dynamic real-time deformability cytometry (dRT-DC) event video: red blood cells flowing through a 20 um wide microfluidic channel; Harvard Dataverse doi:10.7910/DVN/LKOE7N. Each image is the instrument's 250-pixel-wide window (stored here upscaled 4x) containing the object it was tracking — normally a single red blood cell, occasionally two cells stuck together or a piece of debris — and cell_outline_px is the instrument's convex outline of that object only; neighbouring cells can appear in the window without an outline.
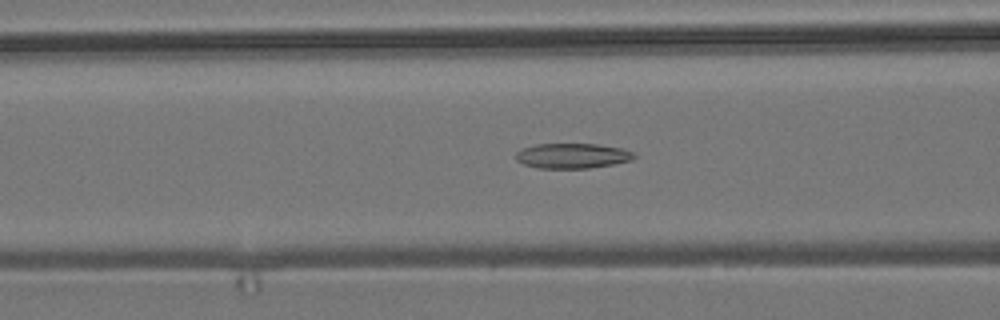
{"species": "common noctule bat (a hibernating species)", "species_latin": "Nyctalus noctula", "temperature_condition": "room temperature", "stored_images_in_passage": 40, "camera_frame_rate_fps": 3000, "um_per_image_px": 0.085, "animal": {"sex": "male", "body_mass_g": 19.2, "forearm_length_mm": 51.8}, "frame": {"image": 1, "passage_image": 13, "time_ms": 4.0, "image_size_px": [1000, 320], "cell_outline_px": [[636, 156], [632, 160], [612, 164], [588, 168], [536, 168], [524, 164], [516, 160], [516, 152], [520, 148], [536, 144], [596, 144], [624, 148], [636, 152]], "centroid_in_image_um": [48.66, 13.23], "position_along_channel_um": 117.9, "area_um2": 17.46}}
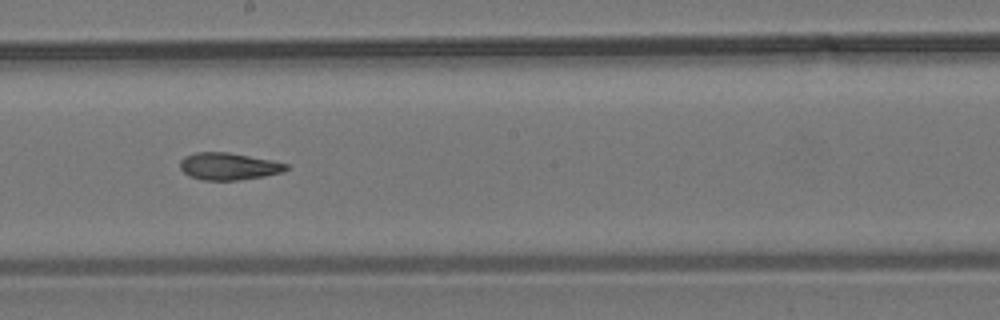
{"frame": {"image": 2, "passage_image": 22, "time_ms": 7.0, "image_size_px": [1000, 320], "cell_outline_px": [[288, 168], [284, 172], [264, 176], [240, 180], [204, 180], [188, 176], [180, 168], [180, 160], [184, 156], [196, 152], [228, 152], [272, 160], [288, 164]], "centroid_in_image_um": [19.43, 14.14], "position_along_channel_um": 228.8, "area_um2": 16.88}}
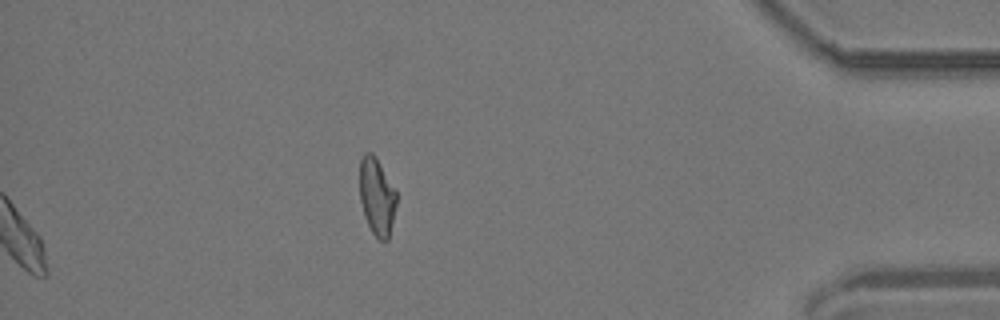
{"frame": {"image": 3, "passage_image": 40, "time_ms": 13.0, "image_size_px": [1000, 320], "cell_outline_px": [[396, 204], [388, 240], [380, 240], [372, 232], [364, 216], [360, 200], [360, 160], [364, 152], [372, 152], [376, 156], [396, 192]], "centroid_in_image_um": [32.01, 16.68], "position_along_channel_um": 403.2, "area_um2": 16.42}, "authors_computed_cell_mechanics": {"area_um2": 17.8024, "velocity_mm_per_s": 3.6929, "shape_relaxation_time_tau1_ms": null, "shape_relaxation_time_tau2_ms": 4.4528, "deformation_change_tau1": null, "deformation_change_tau2": 0.1186}}